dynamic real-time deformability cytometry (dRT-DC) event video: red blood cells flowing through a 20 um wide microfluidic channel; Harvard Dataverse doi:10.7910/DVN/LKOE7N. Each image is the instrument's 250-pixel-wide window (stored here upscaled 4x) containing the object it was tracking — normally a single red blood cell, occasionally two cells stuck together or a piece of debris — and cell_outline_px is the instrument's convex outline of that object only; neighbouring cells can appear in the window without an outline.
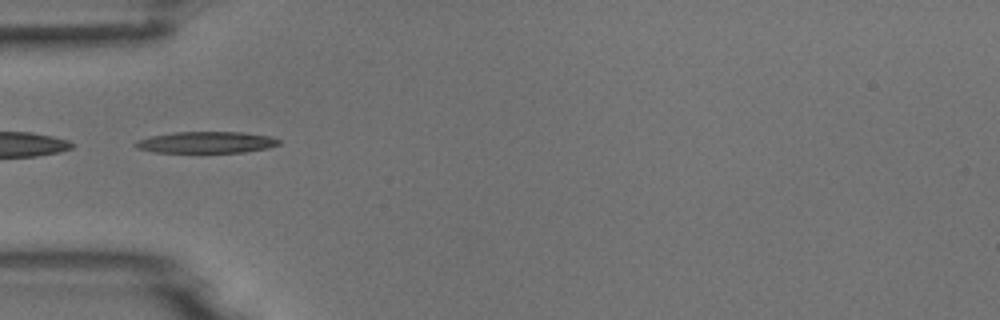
{"species": "common noctule bat (a hibernating species)", "species_latin": "Nyctalus noctula", "temperature_condition": "room temperature", "stored_images_in_passage": 7, "segment_of_instrument_passage": [2, 2], "camera_frame_rate_fps": 3000, "um_per_image_px": 0.085, "animal": {"sex": "male", "body_mass_g": 18.8}, "frame": {"image": 1, "passage_image": 5, "time_ms": 1.333, "image_size_px": [1000, 320], "cell_outline_px": [[280, 144], [268, 148], [244, 152], [156, 152], [136, 148], [132, 144], [136, 140], [148, 136], [172, 132], [244, 132], [272, 136], [280, 140]], "centroid_in_image_um": [17.51, 12.09], "position_along_channel_um": 67.5, "area_um2": 18.15}}